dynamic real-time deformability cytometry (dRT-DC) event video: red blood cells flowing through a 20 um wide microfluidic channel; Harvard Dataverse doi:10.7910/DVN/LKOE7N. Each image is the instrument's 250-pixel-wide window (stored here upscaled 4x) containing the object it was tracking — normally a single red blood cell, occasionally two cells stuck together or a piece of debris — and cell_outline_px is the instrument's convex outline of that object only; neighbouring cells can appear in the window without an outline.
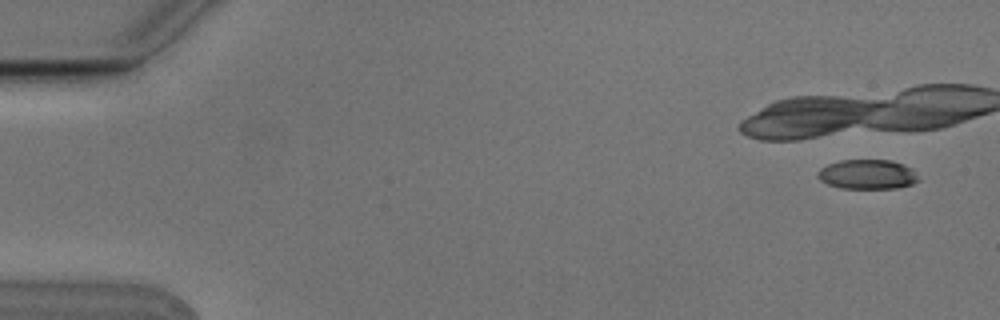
{"species": "Egyptian fruit bat (a non-hibernating species)", "species_latin": "Rousettus aegyptiacus", "temperature_condition": "cold", "stored_images_in_passage": 11, "camera_frame_rate_fps": 3000, "um_per_image_px": 0.085, "animal": {"sex": "male"}, "frame": {"image": 1, "passage_image": 1, "time_ms": 0.0, "image_size_px": [1000, 320], "cell_outline_px": [[920, 180], [912, 184], [896, 188], [840, 188], [828, 184], [820, 180], [816, 176], [816, 172], [820, 168], [828, 164], [840, 160], [892, 160], [904, 164], [912, 168]], "centroid_in_image_um": [73.72, 14.81], "position_along_channel_um": 11.3, "area_um2": 17.51}}
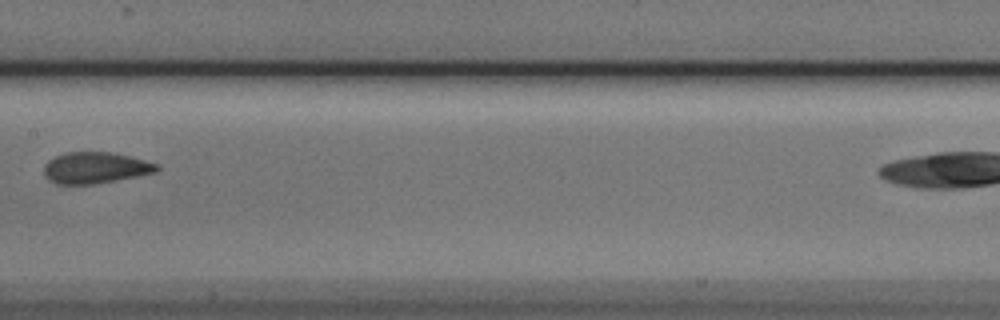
{"frame": {"image": 2, "passage_image": 9, "time_ms": 2.667, "image_size_px": [1000, 320], "cell_outline_px": [[160, 168], [156, 172], [116, 180], [92, 184], [56, 184], [48, 180], [44, 176], [44, 164], [48, 160], [64, 152], [108, 152], [128, 156], [160, 164]], "centroid_in_image_um": [8.07, 14.26], "position_along_channel_um": 199.3, "area_um2": 20.58}}